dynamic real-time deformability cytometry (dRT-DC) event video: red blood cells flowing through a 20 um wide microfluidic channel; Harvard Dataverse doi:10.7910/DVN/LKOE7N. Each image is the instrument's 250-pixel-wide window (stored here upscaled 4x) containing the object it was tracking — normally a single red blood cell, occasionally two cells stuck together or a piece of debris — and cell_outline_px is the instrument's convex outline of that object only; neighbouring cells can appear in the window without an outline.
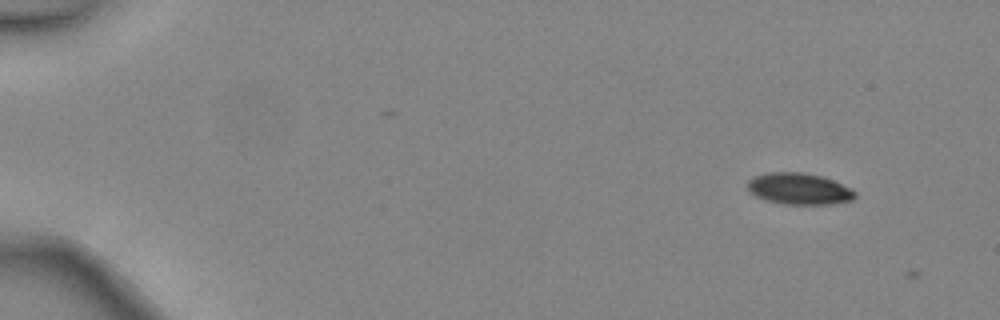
{"species": "common noctule bat (a hibernating species)", "species_latin": "Nyctalus noctula", "temperature_condition": "warm", "stored_images_in_passage": 2, "camera_frame_rate_fps": 3000, "um_per_image_px": 0.085, "animal": {"sex": "female", "body_mass_g": 24.6, "forearm_length_mm": 56.2}, "frame": {"image": 1, "passage_image": 1, "time_ms": 0.0, "image_size_px": [1000, 320], "cell_outline_px": [[856, 196], [852, 200], [832, 204], [784, 204], [764, 200], [756, 196], [748, 188], [748, 180], [752, 176], [768, 172], [804, 172], [820, 176], [832, 180], [852, 188], [856, 192]], "centroid_in_image_um": [67.92, 16.04], "position_along_channel_um": 17.1, "area_um2": 19.77}}